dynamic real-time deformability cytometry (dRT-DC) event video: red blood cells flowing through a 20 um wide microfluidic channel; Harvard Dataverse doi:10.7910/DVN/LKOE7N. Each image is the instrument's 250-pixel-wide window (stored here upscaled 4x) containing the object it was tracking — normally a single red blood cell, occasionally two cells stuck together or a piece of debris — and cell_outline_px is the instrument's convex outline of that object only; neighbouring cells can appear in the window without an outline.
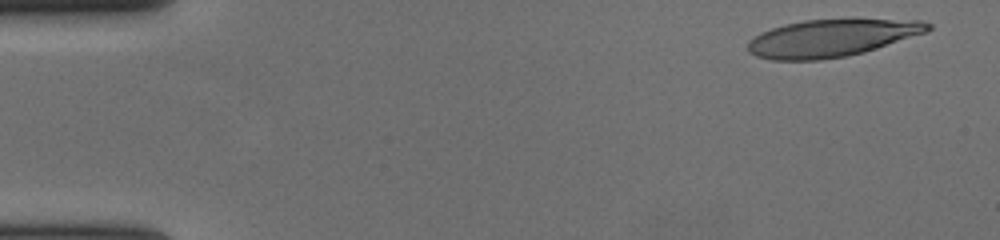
{"species": "human", "species_latin": "Homo sapiens", "temperature_condition": "cold", "stored_images_in_passage": 56, "camera_frame_rate_fps": 3000, "um_per_image_px": 0.085, "donor": {"sex": "female"}, "frame": {"image": 1, "passage_image": 3, "time_ms": 0.667, "image_size_px": [1000, 240], "cell_outline_px": [[932, 28], [928, 32], [864, 52], [848, 56], [820, 60], [772, 60], [756, 56], [748, 52], [748, 40], [752, 36], [760, 32], [784, 24], [804, 20], [852, 16], [856, 16], [920, 20], [932, 24]], "centroid_in_image_um": [70.75, 3.18], "position_along_channel_um": 14.2, "area_um2": 40.86}}
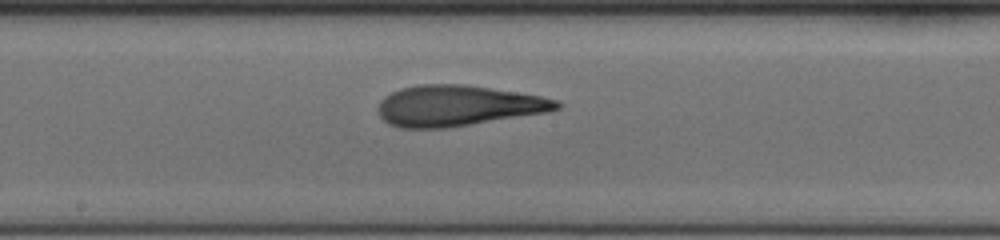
{"frame": {"image": 2, "passage_image": 30, "time_ms": 9.667, "image_size_px": [1000, 240], "cell_outline_px": [[564, 104], [560, 108], [548, 112], [444, 128], [400, 128], [388, 124], [380, 116], [380, 100], [384, 96], [400, 88], [420, 84], [464, 84], [516, 92], [540, 96], [560, 100]], "centroid_in_image_um": [38.93, 8.98], "position_along_channel_um": 209.3, "area_um2": 42.25}}
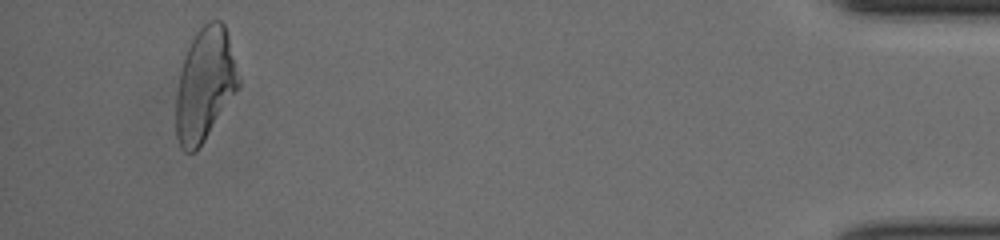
{"frame": {"image": 3, "passage_image": 53, "time_ms": 17.333, "image_size_px": [1000, 240], "cell_outline_px": [[240, 84], [204, 140], [196, 152], [184, 152], [180, 148], [176, 136], [176, 96], [180, 72], [184, 56], [196, 32], [208, 20], [220, 20], [224, 24], [228, 36], [240, 80]], "centroid_in_image_um": [17.39, 7.19], "position_along_channel_um": 417.8, "area_um2": 40.58}, "authors_computed_cell_mechanics": {"area_um2": 40.8646, "velocity_mm_per_s": 3.6722, "shape_relaxation_time_tau1_ms": 6.5066, "shape_relaxation_time_tau2_ms": 2.7607, "deformation_change_tau1": 0.2487, "deformation_change_tau2": 0.1429}}